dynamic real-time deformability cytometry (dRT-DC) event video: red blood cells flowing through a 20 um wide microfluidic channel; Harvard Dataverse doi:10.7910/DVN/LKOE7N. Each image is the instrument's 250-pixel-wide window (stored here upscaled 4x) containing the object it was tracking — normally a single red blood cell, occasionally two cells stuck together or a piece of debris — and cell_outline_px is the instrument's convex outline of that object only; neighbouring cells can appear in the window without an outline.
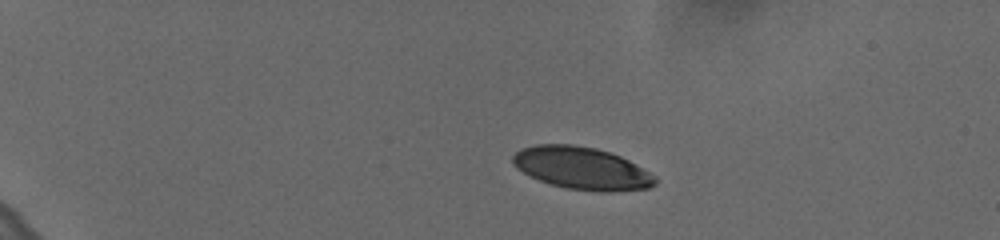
{"species": "human", "species_latin": "Homo sapiens", "temperature_condition": "cold", "stored_images_in_passage": 47, "camera_frame_rate_fps": 3000, "um_per_image_px": 0.085, "donor": {"sex": "female"}, "frame": {"image": 1, "passage_image": 1, "time_ms": 0.0, "image_size_px": [1000, 240], "cell_outline_px": [[656, 184], [648, 188], [608, 192], [600, 192], [568, 188], [548, 184], [528, 176], [516, 168], [512, 164], [512, 156], [520, 148], [536, 144], [572, 144], [596, 148], [620, 156], [628, 160], [656, 176]], "centroid_in_image_um": [49.4, 14.3], "position_along_channel_um": 35.6, "area_um2": 35.37}}
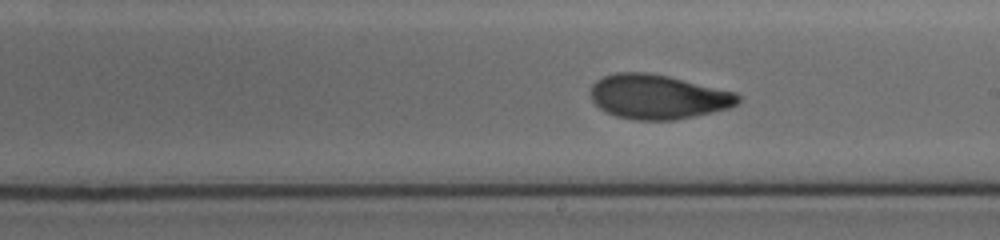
{"frame": {"image": 2, "passage_image": 25, "time_ms": 8.0, "image_size_px": [1000, 240], "cell_outline_px": [[740, 100], [736, 104], [728, 108], [692, 116], [672, 120], [636, 120], [616, 116], [604, 112], [592, 100], [592, 84], [596, 80], [604, 76], [616, 72], [652, 72], [736, 92], [740, 96]], "centroid_in_image_um": [55.91, 8.21], "position_along_channel_um": 233.1, "area_um2": 38.09}}
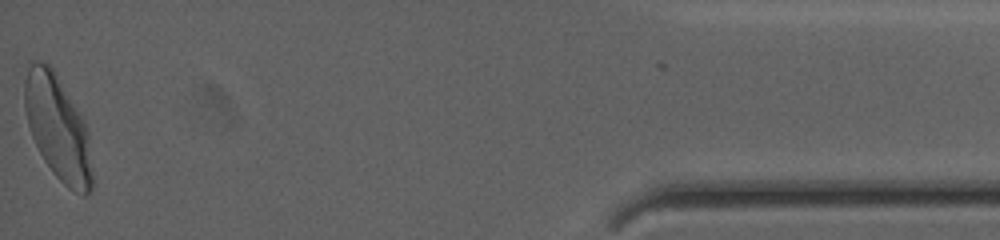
{"frame": {"image": 3, "passage_image": 47, "time_ms": 15.333, "image_size_px": [1000, 240], "cell_outline_px": [[92, 188], [88, 196], [84, 196], [68, 188], [52, 172], [44, 160], [32, 136], [28, 124], [24, 108], [24, 80], [28, 60], [36, 60], [48, 64], [52, 68], [84, 120], [88, 132], [92, 168]], "centroid_in_image_um": [4.9, 10.86], "position_along_channel_um": 430.3, "area_um2": 41.27}, "authors_computed_cell_mechanics": {"area_um2": 37.57, "velocity_mm_per_s": 3.6175, "shape_relaxation_time_tau1_ms": 4.2513, "shape_relaxation_time_tau2_ms": 1.4816, "deformation_change_tau1": 0.1771, "deformation_change_tau2": 0.0649}}